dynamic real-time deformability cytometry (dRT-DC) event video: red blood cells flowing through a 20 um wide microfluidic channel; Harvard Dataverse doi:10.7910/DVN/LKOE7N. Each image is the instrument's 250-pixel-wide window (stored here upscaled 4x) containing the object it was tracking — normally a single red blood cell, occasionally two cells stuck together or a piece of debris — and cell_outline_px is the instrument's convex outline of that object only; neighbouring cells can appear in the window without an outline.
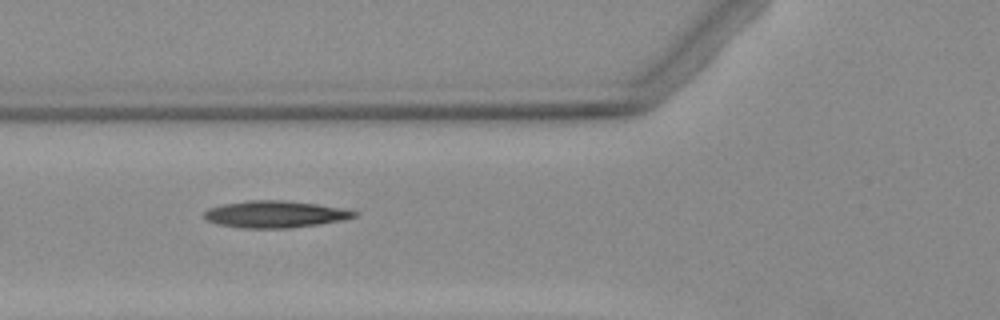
{"species": "Egyptian fruit bat (a non-hibernating species)", "species_latin": "Rousettus aegyptiacus", "temperature_condition": "warm", "stored_images_in_passage": 6, "camera_frame_rate_fps": 3000, "um_per_image_px": 0.085, "animal": {"sex": "female"}, "frame": {"image": 1, "passage_image": 4, "time_ms": 4.0, "image_size_px": [1000, 320], "cell_outline_px": [[356, 216], [340, 220], [320, 224], [288, 228], [240, 228], [220, 224], [208, 220], [204, 216], [204, 212], [208, 208], [224, 204], [248, 200], [284, 200], [316, 204], [344, 208], [356, 212]], "centroid_in_image_um": [23.37, 18.2], "position_along_channel_um": 102.4, "area_um2": 23.29}}
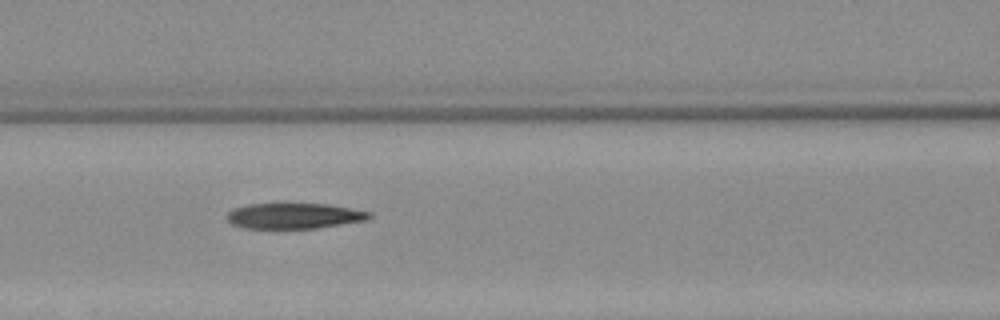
{"frame": {"image": 2, "passage_image": 5, "time_ms": 5.0, "image_size_px": [1000, 320], "cell_outline_px": [[372, 216], [364, 220], [316, 228], [244, 228], [232, 224], [228, 220], [228, 212], [236, 208], [248, 204], [328, 204], [372, 212]], "centroid_in_image_um": [25.0, 18.35], "position_along_channel_um": 141.6, "area_um2": 20.87}}
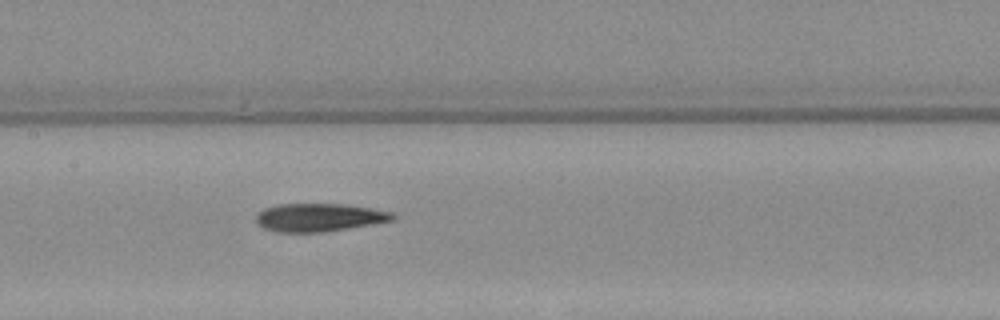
{"frame": {"image": 3, "passage_image": 6, "time_ms": 6.0, "image_size_px": [1000, 320], "cell_outline_px": [[396, 216], [392, 220], [372, 224], [328, 232], [280, 232], [264, 228], [256, 220], [256, 212], [264, 208], [280, 204], [344, 204], [392, 212]], "centroid_in_image_um": [27.11, 18.48], "position_along_channel_um": 180.3, "area_um2": 22.25}}